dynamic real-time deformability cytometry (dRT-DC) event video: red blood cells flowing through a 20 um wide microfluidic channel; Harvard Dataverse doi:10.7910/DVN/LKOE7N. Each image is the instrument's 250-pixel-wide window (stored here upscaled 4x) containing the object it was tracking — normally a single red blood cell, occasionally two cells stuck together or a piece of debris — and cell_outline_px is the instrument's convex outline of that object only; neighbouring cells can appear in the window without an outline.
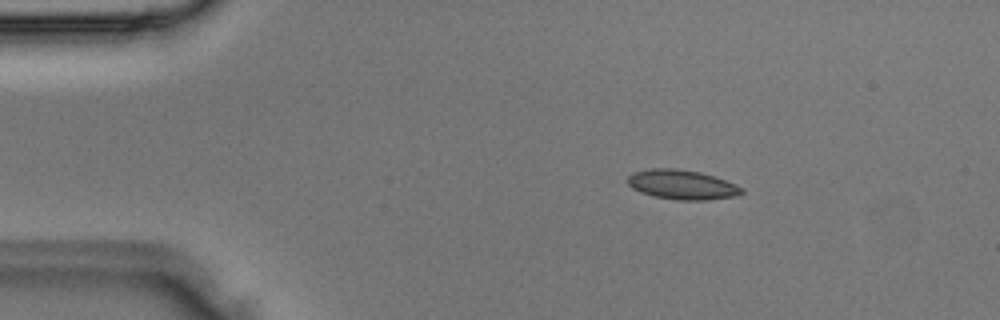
{"species": "Egyptian fruit bat (a non-hibernating species)", "species_latin": "Rousettus aegyptiacus", "temperature_condition": "room temperature", "stored_images_in_passage": 3, "camera_frame_rate_fps": 3000, "um_per_image_px": 0.085, "animal": {"sex": "male"}, "frame": {"image": 1, "passage_image": 2, "time_ms": 0.333, "image_size_px": [1000, 320], "cell_outline_px": [[744, 192], [736, 196], [708, 200], [676, 200], [652, 196], [640, 192], [632, 188], [628, 184], [628, 176], [632, 172], [648, 168], [676, 168], [700, 172], [724, 180], [744, 188]], "centroid_in_image_um": [57.94, 15.7], "position_along_channel_um": 27.1, "area_um2": 19.77}}
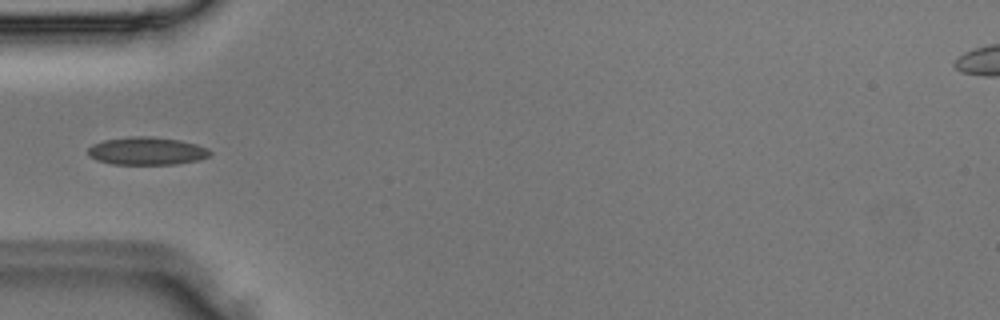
{"frame": {"image": 2, "passage_image": 3, "time_ms": 0.667, "image_size_px": [1000, 320], "cell_outline_px": [[212, 156], [200, 160], [176, 164], [112, 164], [96, 160], [88, 156], [88, 148], [92, 144], [104, 140], [128, 136], [152, 136], [180, 140], [196, 144], [208, 148], [212, 152]], "centroid_in_image_um": [12.5, 12.83], "position_along_channel_um": 72.5, "area_um2": 20.11}}